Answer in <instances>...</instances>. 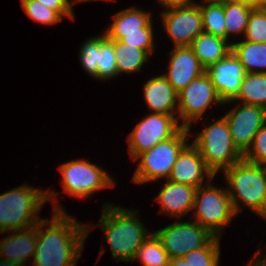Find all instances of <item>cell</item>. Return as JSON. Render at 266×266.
<instances>
[{
	"label": "cell",
	"instance_id": "1",
	"mask_svg": "<svg viewBox=\"0 0 266 266\" xmlns=\"http://www.w3.org/2000/svg\"><path fill=\"white\" fill-rule=\"evenodd\" d=\"M71 217L66 211H53L52 219L37 223L33 266H77L92 226Z\"/></svg>",
	"mask_w": 266,
	"mask_h": 266
},
{
	"label": "cell",
	"instance_id": "2",
	"mask_svg": "<svg viewBox=\"0 0 266 266\" xmlns=\"http://www.w3.org/2000/svg\"><path fill=\"white\" fill-rule=\"evenodd\" d=\"M98 226L105 232V237L112 257L118 261L130 262L138 248L150 233L137 217V210H129L106 203L102 207Z\"/></svg>",
	"mask_w": 266,
	"mask_h": 266
},
{
	"label": "cell",
	"instance_id": "3",
	"mask_svg": "<svg viewBox=\"0 0 266 266\" xmlns=\"http://www.w3.org/2000/svg\"><path fill=\"white\" fill-rule=\"evenodd\" d=\"M48 192L24 184L0 194V233L36 226L42 219L38 212L52 198L53 211H66L56 201L59 192Z\"/></svg>",
	"mask_w": 266,
	"mask_h": 266
},
{
	"label": "cell",
	"instance_id": "4",
	"mask_svg": "<svg viewBox=\"0 0 266 266\" xmlns=\"http://www.w3.org/2000/svg\"><path fill=\"white\" fill-rule=\"evenodd\" d=\"M224 173L235 213L242 211L240 204L243 202L266 220V166L242 159Z\"/></svg>",
	"mask_w": 266,
	"mask_h": 266
},
{
	"label": "cell",
	"instance_id": "5",
	"mask_svg": "<svg viewBox=\"0 0 266 266\" xmlns=\"http://www.w3.org/2000/svg\"><path fill=\"white\" fill-rule=\"evenodd\" d=\"M197 134L193 145L216 175L243 159V154L235 147L228 123L223 116Z\"/></svg>",
	"mask_w": 266,
	"mask_h": 266
},
{
	"label": "cell",
	"instance_id": "6",
	"mask_svg": "<svg viewBox=\"0 0 266 266\" xmlns=\"http://www.w3.org/2000/svg\"><path fill=\"white\" fill-rule=\"evenodd\" d=\"M190 129L182 127L174 136L161 141L150 150L140 154L139 160L132 182L144 184L155 180H167L179 153L188 144V133Z\"/></svg>",
	"mask_w": 266,
	"mask_h": 266
},
{
	"label": "cell",
	"instance_id": "7",
	"mask_svg": "<svg viewBox=\"0 0 266 266\" xmlns=\"http://www.w3.org/2000/svg\"><path fill=\"white\" fill-rule=\"evenodd\" d=\"M210 181L197 188L193 218L212 235L220 238L221 231L231 223L236 213L226 187L217 188Z\"/></svg>",
	"mask_w": 266,
	"mask_h": 266
},
{
	"label": "cell",
	"instance_id": "8",
	"mask_svg": "<svg viewBox=\"0 0 266 266\" xmlns=\"http://www.w3.org/2000/svg\"><path fill=\"white\" fill-rule=\"evenodd\" d=\"M59 172L62 176L63 192L72 197L88 198L94 191L115 187L114 180L104 169L85 160H72L60 165Z\"/></svg>",
	"mask_w": 266,
	"mask_h": 266
},
{
	"label": "cell",
	"instance_id": "9",
	"mask_svg": "<svg viewBox=\"0 0 266 266\" xmlns=\"http://www.w3.org/2000/svg\"><path fill=\"white\" fill-rule=\"evenodd\" d=\"M182 127L181 124L179 125L176 114L166 115L153 112L148 114L127 136L131 159L136 161L140 154L174 136Z\"/></svg>",
	"mask_w": 266,
	"mask_h": 266
},
{
	"label": "cell",
	"instance_id": "10",
	"mask_svg": "<svg viewBox=\"0 0 266 266\" xmlns=\"http://www.w3.org/2000/svg\"><path fill=\"white\" fill-rule=\"evenodd\" d=\"M213 102L224 104L205 72L178 92V121L181 120V125L190 129L192 122L202 120V115Z\"/></svg>",
	"mask_w": 266,
	"mask_h": 266
},
{
	"label": "cell",
	"instance_id": "11",
	"mask_svg": "<svg viewBox=\"0 0 266 266\" xmlns=\"http://www.w3.org/2000/svg\"><path fill=\"white\" fill-rule=\"evenodd\" d=\"M154 233L169 259L184 257L189 252L204 247L214 237L196 221H176Z\"/></svg>",
	"mask_w": 266,
	"mask_h": 266
},
{
	"label": "cell",
	"instance_id": "12",
	"mask_svg": "<svg viewBox=\"0 0 266 266\" xmlns=\"http://www.w3.org/2000/svg\"><path fill=\"white\" fill-rule=\"evenodd\" d=\"M164 29L176 46H190L203 32L202 15L197 2L172 6L161 11Z\"/></svg>",
	"mask_w": 266,
	"mask_h": 266
},
{
	"label": "cell",
	"instance_id": "13",
	"mask_svg": "<svg viewBox=\"0 0 266 266\" xmlns=\"http://www.w3.org/2000/svg\"><path fill=\"white\" fill-rule=\"evenodd\" d=\"M235 147L244 155L251 147L254 136L266 124V109L238 103L224 115Z\"/></svg>",
	"mask_w": 266,
	"mask_h": 266
},
{
	"label": "cell",
	"instance_id": "14",
	"mask_svg": "<svg viewBox=\"0 0 266 266\" xmlns=\"http://www.w3.org/2000/svg\"><path fill=\"white\" fill-rule=\"evenodd\" d=\"M206 73L223 103L237 98L246 75L243 65L232 50L225 58L208 67Z\"/></svg>",
	"mask_w": 266,
	"mask_h": 266
},
{
	"label": "cell",
	"instance_id": "15",
	"mask_svg": "<svg viewBox=\"0 0 266 266\" xmlns=\"http://www.w3.org/2000/svg\"><path fill=\"white\" fill-rule=\"evenodd\" d=\"M214 177L215 174L207 167L199 150L193 144H187L179 153L168 180L198 188L205 178L212 180Z\"/></svg>",
	"mask_w": 266,
	"mask_h": 266
},
{
	"label": "cell",
	"instance_id": "16",
	"mask_svg": "<svg viewBox=\"0 0 266 266\" xmlns=\"http://www.w3.org/2000/svg\"><path fill=\"white\" fill-rule=\"evenodd\" d=\"M169 55V71L163 75L177 93L206 72L190 46H174Z\"/></svg>",
	"mask_w": 266,
	"mask_h": 266
},
{
	"label": "cell",
	"instance_id": "17",
	"mask_svg": "<svg viewBox=\"0 0 266 266\" xmlns=\"http://www.w3.org/2000/svg\"><path fill=\"white\" fill-rule=\"evenodd\" d=\"M197 188L166 180L165 185L155 200L160 204V211L172 218H181L193 210Z\"/></svg>",
	"mask_w": 266,
	"mask_h": 266
},
{
	"label": "cell",
	"instance_id": "18",
	"mask_svg": "<svg viewBox=\"0 0 266 266\" xmlns=\"http://www.w3.org/2000/svg\"><path fill=\"white\" fill-rule=\"evenodd\" d=\"M12 235L0 240V258L25 266L34 257L37 245V225L28 229L11 231ZM24 264V265H23Z\"/></svg>",
	"mask_w": 266,
	"mask_h": 266
},
{
	"label": "cell",
	"instance_id": "19",
	"mask_svg": "<svg viewBox=\"0 0 266 266\" xmlns=\"http://www.w3.org/2000/svg\"><path fill=\"white\" fill-rule=\"evenodd\" d=\"M143 87L145 101L153 113L174 115L178 111V93L163 74L152 77Z\"/></svg>",
	"mask_w": 266,
	"mask_h": 266
},
{
	"label": "cell",
	"instance_id": "20",
	"mask_svg": "<svg viewBox=\"0 0 266 266\" xmlns=\"http://www.w3.org/2000/svg\"><path fill=\"white\" fill-rule=\"evenodd\" d=\"M140 8L128 7L113 16L114 22L105 31L110 40H120L124 34L142 33V28H154L151 13Z\"/></svg>",
	"mask_w": 266,
	"mask_h": 266
},
{
	"label": "cell",
	"instance_id": "21",
	"mask_svg": "<svg viewBox=\"0 0 266 266\" xmlns=\"http://www.w3.org/2000/svg\"><path fill=\"white\" fill-rule=\"evenodd\" d=\"M190 47L202 66L207 69L230 53L232 43L230 40L202 32L192 41Z\"/></svg>",
	"mask_w": 266,
	"mask_h": 266
},
{
	"label": "cell",
	"instance_id": "22",
	"mask_svg": "<svg viewBox=\"0 0 266 266\" xmlns=\"http://www.w3.org/2000/svg\"><path fill=\"white\" fill-rule=\"evenodd\" d=\"M232 51L246 73H266V42L256 43L247 40L232 42Z\"/></svg>",
	"mask_w": 266,
	"mask_h": 266
},
{
	"label": "cell",
	"instance_id": "23",
	"mask_svg": "<svg viewBox=\"0 0 266 266\" xmlns=\"http://www.w3.org/2000/svg\"><path fill=\"white\" fill-rule=\"evenodd\" d=\"M238 100L266 109V73H246L237 98L224 104Z\"/></svg>",
	"mask_w": 266,
	"mask_h": 266
},
{
	"label": "cell",
	"instance_id": "24",
	"mask_svg": "<svg viewBox=\"0 0 266 266\" xmlns=\"http://www.w3.org/2000/svg\"><path fill=\"white\" fill-rule=\"evenodd\" d=\"M252 9L247 0L224 2L226 40L231 34L244 35Z\"/></svg>",
	"mask_w": 266,
	"mask_h": 266
},
{
	"label": "cell",
	"instance_id": "25",
	"mask_svg": "<svg viewBox=\"0 0 266 266\" xmlns=\"http://www.w3.org/2000/svg\"><path fill=\"white\" fill-rule=\"evenodd\" d=\"M114 52L118 75L121 73L140 72L143 64L150 57L146 51L125 45L119 40H114Z\"/></svg>",
	"mask_w": 266,
	"mask_h": 266
},
{
	"label": "cell",
	"instance_id": "26",
	"mask_svg": "<svg viewBox=\"0 0 266 266\" xmlns=\"http://www.w3.org/2000/svg\"><path fill=\"white\" fill-rule=\"evenodd\" d=\"M202 1L205 3L198 5L202 15L203 32L226 39L224 2Z\"/></svg>",
	"mask_w": 266,
	"mask_h": 266
},
{
	"label": "cell",
	"instance_id": "27",
	"mask_svg": "<svg viewBox=\"0 0 266 266\" xmlns=\"http://www.w3.org/2000/svg\"><path fill=\"white\" fill-rule=\"evenodd\" d=\"M138 258L144 266H168L170 260L155 233H151L138 248L132 262Z\"/></svg>",
	"mask_w": 266,
	"mask_h": 266
},
{
	"label": "cell",
	"instance_id": "28",
	"mask_svg": "<svg viewBox=\"0 0 266 266\" xmlns=\"http://www.w3.org/2000/svg\"><path fill=\"white\" fill-rule=\"evenodd\" d=\"M118 76L114 52V40L108 39L105 34L98 36V66L97 79L110 80Z\"/></svg>",
	"mask_w": 266,
	"mask_h": 266
},
{
	"label": "cell",
	"instance_id": "29",
	"mask_svg": "<svg viewBox=\"0 0 266 266\" xmlns=\"http://www.w3.org/2000/svg\"><path fill=\"white\" fill-rule=\"evenodd\" d=\"M220 238L213 237L204 247L193 250L183 258L189 266H218L220 259Z\"/></svg>",
	"mask_w": 266,
	"mask_h": 266
},
{
	"label": "cell",
	"instance_id": "30",
	"mask_svg": "<svg viewBox=\"0 0 266 266\" xmlns=\"http://www.w3.org/2000/svg\"><path fill=\"white\" fill-rule=\"evenodd\" d=\"M21 6L25 13L34 20L46 25H54L63 20V17L57 12L44 5L37 0H20Z\"/></svg>",
	"mask_w": 266,
	"mask_h": 266
},
{
	"label": "cell",
	"instance_id": "31",
	"mask_svg": "<svg viewBox=\"0 0 266 266\" xmlns=\"http://www.w3.org/2000/svg\"><path fill=\"white\" fill-rule=\"evenodd\" d=\"M244 40L256 43L266 42V9H252L245 30Z\"/></svg>",
	"mask_w": 266,
	"mask_h": 266
},
{
	"label": "cell",
	"instance_id": "32",
	"mask_svg": "<svg viewBox=\"0 0 266 266\" xmlns=\"http://www.w3.org/2000/svg\"><path fill=\"white\" fill-rule=\"evenodd\" d=\"M80 63L89 75L97 79L98 36L87 39L79 51Z\"/></svg>",
	"mask_w": 266,
	"mask_h": 266
},
{
	"label": "cell",
	"instance_id": "33",
	"mask_svg": "<svg viewBox=\"0 0 266 266\" xmlns=\"http://www.w3.org/2000/svg\"><path fill=\"white\" fill-rule=\"evenodd\" d=\"M250 163L266 166V124L254 136L251 147L243 155Z\"/></svg>",
	"mask_w": 266,
	"mask_h": 266
},
{
	"label": "cell",
	"instance_id": "34",
	"mask_svg": "<svg viewBox=\"0 0 266 266\" xmlns=\"http://www.w3.org/2000/svg\"><path fill=\"white\" fill-rule=\"evenodd\" d=\"M153 30V28H142V33L124 34L119 41L125 45L142 49L151 55L155 49Z\"/></svg>",
	"mask_w": 266,
	"mask_h": 266
},
{
	"label": "cell",
	"instance_id": "35",
	"mask_svg": "<svg viewBox=\"0 0 266 266\" xmlns=\"http://www.w3.org/2000/svg\"><path fill=\"white\" fill-rule=\"evenodd\" d=\"M40 4L48 7L54 11H57L62 17H68L74 19V12L72 10L71 0H37Z\"/></svg>",
	"mask_w": 266,
	"mask_h": 266
},
{
	"label": "cell",
	"instance_id": "36",
	"mask_svg": "<svg viewBox=\"0 0 266 266\" xmlns=\"http://www.w3.org/2000/svg\"><path fill=\"white\" fill-rule=\"evenodd\" d=\"M164 8L192 3L193 0H158Z\"/></svg>",
	"mask_w": 266,
	"mask_h": 266
},
{
	"label": "cell",
	"instance_id": "37",
	"mask_svg": "<svg viewBox=\"0 0 266 266\" xmlns=\"http://www.w3.org/2000/svg\"><path fill=\"white\" fill-rule=\"evenodd\" d=\"M260 251H257L252 257V260L250 263H248L246 266H266V255L262 258L259 255Z\"/></svg>",
	"mask_w": 266,
	"mask_h": 266
},
{
	"label": "cell",
	"instance_id": "38",
	"mask_svg": "<svg viewBox=\"0 0 266 266\" xmlns=\"http://www.w3.org/2000/svg\"><path fill=\"white\" fill-rule=\"evenodd\" d=\"M168 266H189V263L183 257L169 260Z\"/></svg>",
	"mask_w": 266,
	"mask_h": 266
},
{
	"label": "cell",
	"instance_id": "39",
	"mask_svg": "<svg viewBox=\"0 0 266 266\" xmlns=\"http://www.w3.org/2000/svg\"><path fill=\"white\" fill-rule=\"evenodd\" d=\"M254 9H266V0H247Z\"/></svg>",
	"mask_w": 266,
	"mask_h": 266
},
{
	"label": "cell",
	"instance_id": "40",
	"mask_svg": "<svg viewBox=\"0 0 266 266\" xmlns=\"http://www.w3.org/2000/svg\"><path fill=\"white\" fill-rule=\"evenodd\" d=\"M0 266H19L15 262L7 261L6 259L0 258Z\"/></svg>",
	"mask_w": 266,
	"mask_h": 266
},
{
	"label": "cell",
	"instance_id": "41",
	"mask_svg": "<svg viewBox=\"0 0 266 266\" xmlns=\"http://www.w3.org/2000/svg\"><path fill=\"white\" fill-rule=\"evenodd\" d=\"M87 1H90V0H73V4H75V3L77 4L79 2H87ZM91 1H93V0H91ZM106 1H114V0H106Z\"/></svg>",
	"mask_w": 266,
	"mask_h": 266
},
{
	"label": "cell",
	"instance_id": "42",
	"mask_svg": "<svg viewBox=\"0 0 266 266\" xmlns=\"http://www.w3.org/2000/svg\"><path fill=\"white\" fill-rule=\"evenodd\" d=\"M211 1L225 2V1H233V0H211Z\"/></svg>",
	"mask_w": 266,
	"mask_h": 266
}]
</instances>
